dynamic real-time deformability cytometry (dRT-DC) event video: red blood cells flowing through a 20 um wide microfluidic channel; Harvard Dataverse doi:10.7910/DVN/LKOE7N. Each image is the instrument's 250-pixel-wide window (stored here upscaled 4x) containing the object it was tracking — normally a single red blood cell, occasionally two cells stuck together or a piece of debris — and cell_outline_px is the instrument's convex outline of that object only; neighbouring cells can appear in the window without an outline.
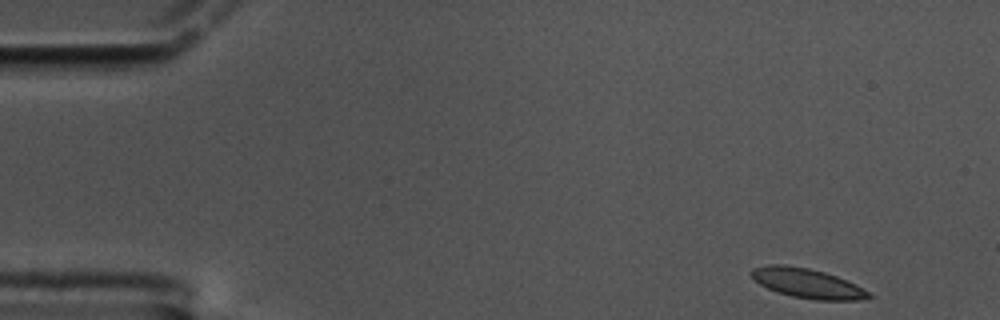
{"species": "common noctule bat (a hibernating species)", "species_latin": "Nyctalus noctula", "temperature_condition": "cold", "stored_images_in_passage": 56, "camera_frame_rate_fps": 3000, "um_per_image_px": 0.085, "animal": {"sex": "male", "body_mass_g": 17.5, "forearm_length_mm": 52.3}, "frame": {"image": 1, "passage_image": 1, "time_ms": 0.0, "image_size_px": [1000, 320], "cell_outline_px": [[872, 296], [860, 300], [816, 300], [792, 296], [768, 288], [760, 284], [752, 276], [752, 268], [768, 264], [784, 264], [808, 268], [824, 272], [836, 276], [856, 284], [868, 292]], "centroid_in_image_um": [68.63, 24.07], "position_along_channel_um": 16.4, "area_um2": 19.94}}
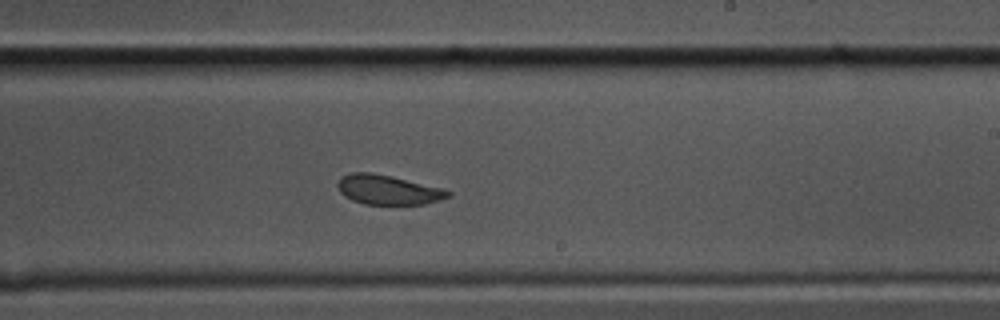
{"frame": {"image": 2, "passage_image": 32, "time_ms": 10.333, "image_size_px": [1000, 320], "cell_outline_px": [[452, 196], [440, 200], [424, 204], [364, 204], [352, 200], [344, 196], [340, 192], [336, 184], [340, 176], [348, 172], [372, 172], [392, 176], [444, 188], [452, 192]], "centroid_in_image_um": [32.97, 16.12], "position_along_channel_um": 256.0, "area_um2": 19.36}}
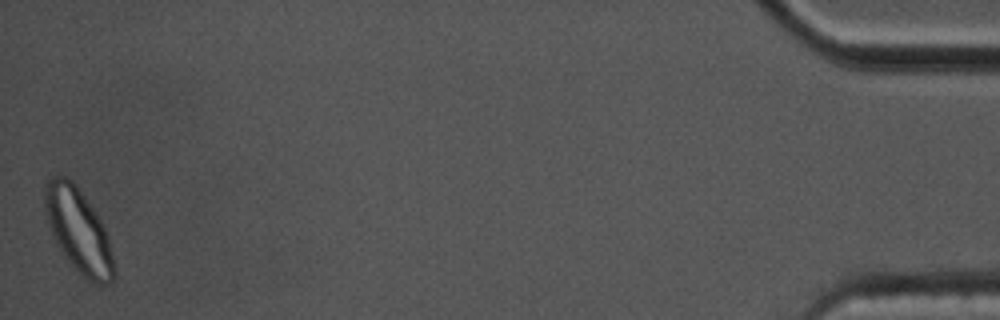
{"frame": {"image": 3, "passage_image": 56, "time_ms": 18.333, "image_size_px": [1000, 320], "cell_outline_px": [[116, 276], [108, 284], [92, 284], [72, 268], [56, 244], [52, 236], [48, 224], [44, 208], [44, 184], [52, 176], [64, 176], [72, 180], [96, 212], [108, 236], [116, 268]], "centroid_in_image_um": [6.66, 19.64], "position_along_channel_um": 428.5, "area_um2": 34.39}, "authors_computed_cell_mechanics": {"area_um2": 20.23, "velocity_mm_per_s": 3.3182, "shape_relaxation_time_tau1_ms": 3.4502, "shape_relaxation_time_tau2_ms": 1.1617, "deformation_change_tau1": 0.1107, "deformation_change_tau2": 0.0624}}